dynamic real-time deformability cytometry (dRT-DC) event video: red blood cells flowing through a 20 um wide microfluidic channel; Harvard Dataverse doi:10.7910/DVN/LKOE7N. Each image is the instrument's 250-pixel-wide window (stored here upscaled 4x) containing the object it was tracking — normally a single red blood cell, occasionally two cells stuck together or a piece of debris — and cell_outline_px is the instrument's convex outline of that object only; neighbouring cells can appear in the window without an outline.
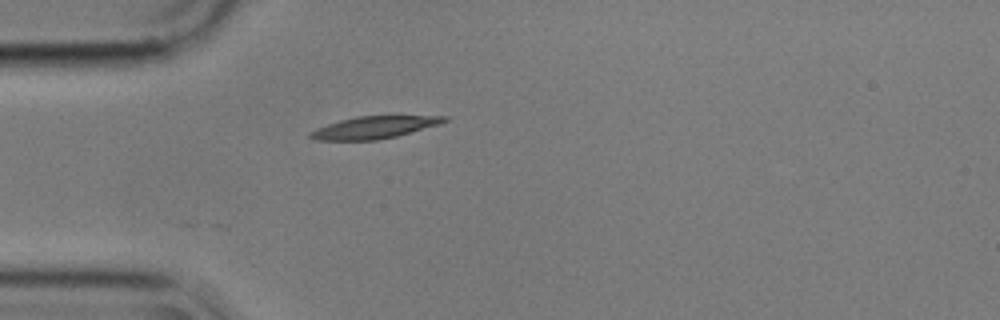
{"species": "common noctule bat (a hibernating species)", "species_latin": "Nyctalus noctula", "temperature_condition": "cold", "stored_images_in_passage": 42, "camera_frame_rate_fps": 3000, "um_per_image_px": 0.085, "animal": {"sex": "male", "body_mass_g": 17.9}, "frame": {"image": 1, "passage_image": 1, "time_ms": 0.0, "image_size_px": [1000, 320], "cell_outline_px": [[448, 120], [440, 124], [396, 136], [376, 140], [316, 140], [308, 136], [308, 132], [316, 128], [340, 120], [356, 116], [448, 116]], "centroid_in_image_um": [31.77, 10.83], "position_along_channel_um": 53.2, "area_um2": 17.22}}
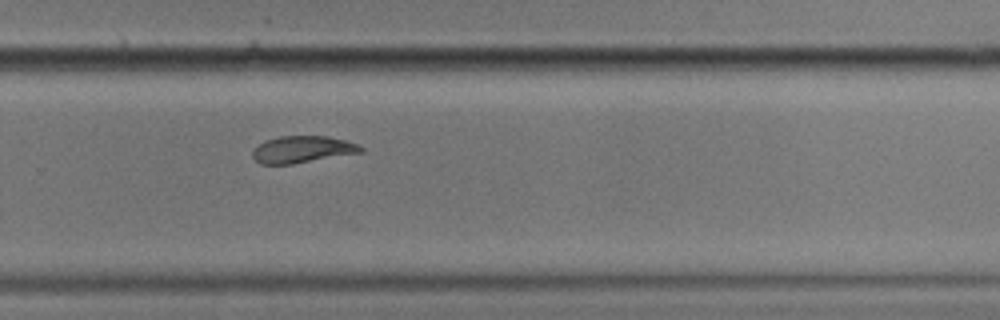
{"frame": {"image": 2, "passage_image": 23, "time_ms": 7.333, "image_size_px": [1000, 320], "cell_outline_px": [[364, 152], [292, 164], [260, 164], [252, 156], [252, 152], [264, 140], [280, 136], [328, 136], [360, 144], [364, 148]], "centroid_in_image_um": [25.74, 12.7], "position_along_channel_um": 304.1, "area_um2": 16.99}}
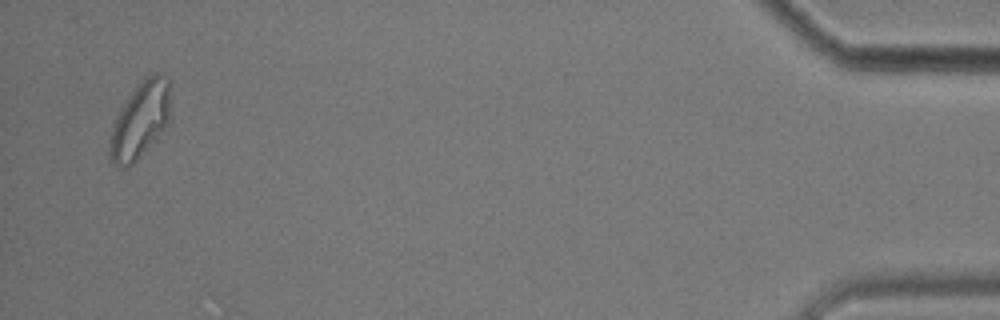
{"frame": {"image": 3, "passage_image": 40, "time_ms": 13.0, "image_size_px": [1000, 320], "cell_outline_px": [[172, 80], [168, 124], [140, 156], [128, 168], [120, 168], [112, 160], [108, 152], [108, 144], [112, 128], [128, 96], [140, 80], [152, 72], [160, 72]], "centroid_in_image_um": [11.96, 10.14], "position_along_channel_um": 423.2, "area_um2": 27.17}}